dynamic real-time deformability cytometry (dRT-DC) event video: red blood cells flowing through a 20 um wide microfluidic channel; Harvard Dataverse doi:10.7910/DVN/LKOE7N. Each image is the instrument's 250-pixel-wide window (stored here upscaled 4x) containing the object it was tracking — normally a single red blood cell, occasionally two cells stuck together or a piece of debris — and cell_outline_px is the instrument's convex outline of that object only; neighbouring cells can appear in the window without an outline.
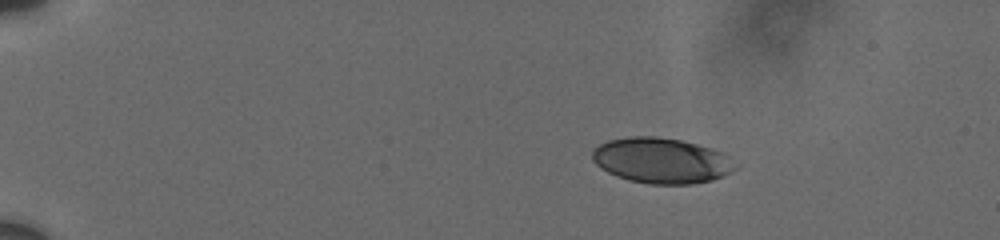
{"species": "human", "species_latin": "Homo sapiens", "temperature_condition": "cold", "stored_images_in_passage": 69, "camera_frame_rate_fps": 3000, "um_per_image_px": 0.085, "donor": {"sex": "male"}, "frame": {"image": 1, "passage_image": 1, "time_ms": 0.0, "image_size_px": [1000, 240], "cell_outline_px": [[740, 168], [724, 176], [712, 180], [692, 184], [648, 184], [628, 180], [616, 176], [600, 168], [592, 160], [592, 152], [600, 144], [608, 140], [628, 136], [656, 136], [680, 140], [712, 148], [724, 152], [740, 164]], "centroid_in_image_um": [56.29, 13.65], "position_along_channel_um": 28.7, "area_um2": 38.49}}
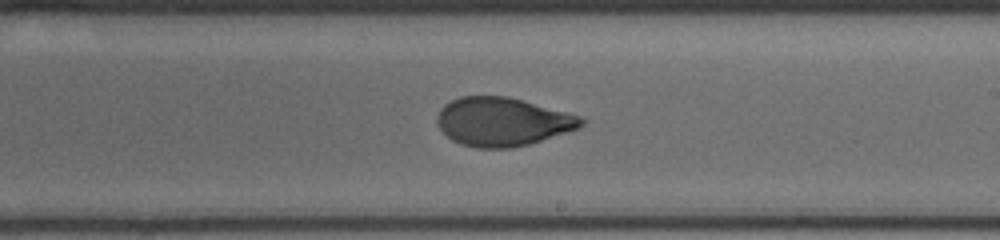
{"frame": {"image": 2, "passage_image": 40, "time_ms": 8.667, "image_size_px": [1000, 240], "cell_outline_px": [[588, 120], [580, 128], [528, 144], [512, 148], [476, 148], [460, 144], [452, 140], [440, 128], [436, 120], [436, 116], [440, 108], [444, 104], [460, 96], [508, 96], [568, 112], [580, 116]], "centroid_in_image_um": [42.72, 10.34], "position_along_channel_um": 246.3, "area_um2": 40.98}}
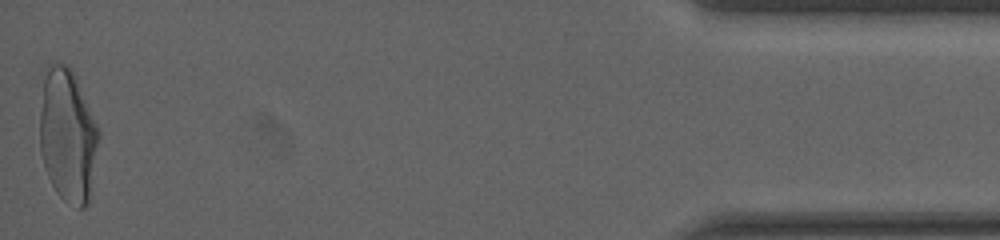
{"frame": {"image": 3, "passage_image": 68, "time_ms": 15.667, "image_size_px": [1000, 240], "cell_outline_px": [[100, 136], [88, 204], [84, 208], [76, 208], [64, 200], [56, 192], [44, 168], [40, 152], [40, 72], [52, 60], [56, 60], [68, 64], [76, 76], [100, 132]], "centroid_in_image_um": [5.71, 11.41], "position_along_channel_um": 429.5, "area_um2": 47.05}, "authors_computed_cell_mechanics": {"area_um2": 41.0958, "velocity_mm_per_s": 3.7021, "shape_relaxation_time_tau1_ms": 4.8235, "shape_relaxation_time_tau2_ms": 1.0526, "deformation_change_tau1": 0.177, "deformation_change_tau2": 0.0644}}